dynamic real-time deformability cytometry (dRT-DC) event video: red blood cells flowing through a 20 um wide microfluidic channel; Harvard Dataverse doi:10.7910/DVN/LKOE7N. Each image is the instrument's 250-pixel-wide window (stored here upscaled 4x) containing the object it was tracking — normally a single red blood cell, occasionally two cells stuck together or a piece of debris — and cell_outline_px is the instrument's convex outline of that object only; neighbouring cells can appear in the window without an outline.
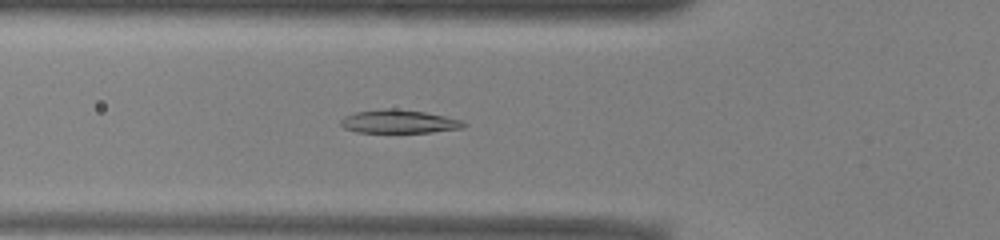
{"species": "common noctule bat (a hibernating species)", "species_latin": "Nyctalus noctula", "temperature_condition": "warm", "stored_images_in_passage": 52, "camera_frame_rate_fps": 3000, "um_per_image_px": 0.085, "animal": {"sex": "male", "body_mass_g": 13.0, "forearm_length_mm": 53.1}, "frame": {"image": 1, "passage_image": 18, "time_ms": 5.667, "image_size_px": [1000, 240], "cell_outline_px": [[468, 124], [464, 128], [432, 132], [356, 132], [344, 128], [340, 124], [340, 120], [344, 116], [356, 112], [384, 108], [396, 108], [424, 112], [464, 120]], "centroid_in_image_um": [33.93, 10.33], "position_along_channel_um": 91.9, "area_um2": 16.88}}
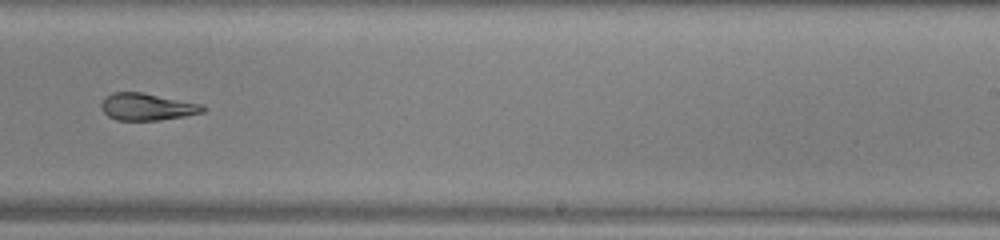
{"frame": {"image": 2, "passage_image": 32, "time_ms": 10.333, "image_size_px": [1000, 240], "cell_outline_px": [[204, 112], [184, 116], [160, 120], [116, 120], [108, 116], [100, 108], [100, 104], [112, 92], [140, 92], [204, 104]], "centroid_in_image_um": [12.5, 9.08], "position_along_channel_um": 276.5, "area_um2": 15.95}}
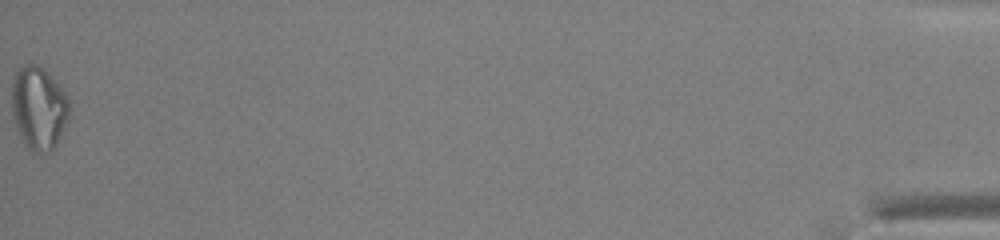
{"frame": {"image": 3, "passage_image": 52, "time_ms": 17.0, "image_size_px": [1000, 240], "cell_outline_px": [[68, 120], [52, 152], [40, 156], [32, 152], [24, 144], [20, 136], [12, 112], [12, 80], [16, 68], [20, 64], [36, 64], [44, 68], [64, 92], [68, 100]], "centroid_in_image_um": [3.26, 9.2], "position_along_channel_um": 431.9, "area_um2": 28.15}, "authors_computed_cell_mechanics": {"area_um2": 18.2359, "velocity_mm_per_s": 3.952, "shape_relaxation_time_tau1_ms": 10.8412, "shape_relaxation_time_tau2_ms": 5.7801, "deformation_change_tau1": 0.2662, "deformation_change_tau2": 0.1367}}